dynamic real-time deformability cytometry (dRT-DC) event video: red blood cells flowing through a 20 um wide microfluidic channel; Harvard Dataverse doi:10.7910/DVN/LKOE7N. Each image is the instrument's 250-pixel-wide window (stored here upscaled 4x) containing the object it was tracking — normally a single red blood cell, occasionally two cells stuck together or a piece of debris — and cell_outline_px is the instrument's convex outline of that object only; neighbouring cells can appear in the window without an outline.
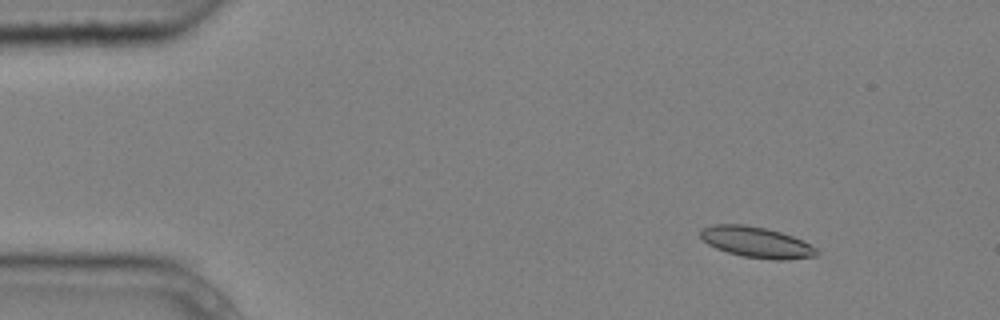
{"species": "common noctule bat (a hibernating species)", "species_latin": "Nyctalus noctula", "temperature_condition": "cold", "stored_images_in_passage": 1, "camera_frame_rate_fps": 3000, "um_per_image_px": 0.085, "animal": {"sex": "male", "body_mass_g": 20.4}, "frame": {"image": 1, "passage_image": 1, "time_ms": 0.0, "image_size_px": [1000, 320], "cell_outline_px": [[820, 256], [788, 260], [772, 260], [740, 256], [716, 248], [708, 244], [700, 236], [700, 228], [712, 224], [744, 224], [764, 228], [780, 232], [792, 236], [816, 248], [820, 252]], "centroid_in_image_um": [64.3, 20.6], "position_along_channel_um": 20.7, "area_um2": 21.04}}